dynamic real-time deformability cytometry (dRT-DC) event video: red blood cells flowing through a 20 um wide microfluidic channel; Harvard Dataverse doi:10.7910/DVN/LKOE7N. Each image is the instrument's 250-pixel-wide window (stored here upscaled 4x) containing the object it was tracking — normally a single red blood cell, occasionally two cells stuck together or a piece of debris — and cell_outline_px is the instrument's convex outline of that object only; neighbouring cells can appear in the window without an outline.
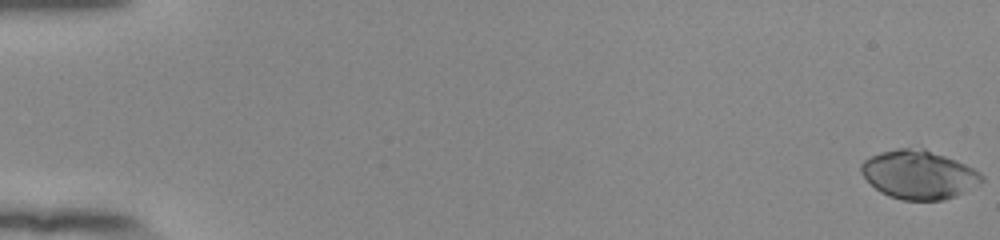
{"species": "human", "species_latin": "Homo sapiens", "temperature_condition": "room temperature", "stored_images_in_passage": 55, "camera_frame_rate_fps": 3000, "um_per_image_px": 0.085, "donor": {"sex": "female"}, "frame": {"image": 1, "passage_image": 1, "time_ms": 0.0, "image_size_px": [1000, 240], "cell_outline_px": [[984, 180], [980, 184], [956, 196], [944, 200], [904, 200], [888, 196], [880, 192], [860, 172], [860, 164], [864, 160], [880, 152], [896, 148], [924, 148], [956, 160], [980, 172], [984, 176]], "centroid_in_image_um": [78.11, 14.84], "position_along_channel_um": 6.9, "area_um2": 34.16}}
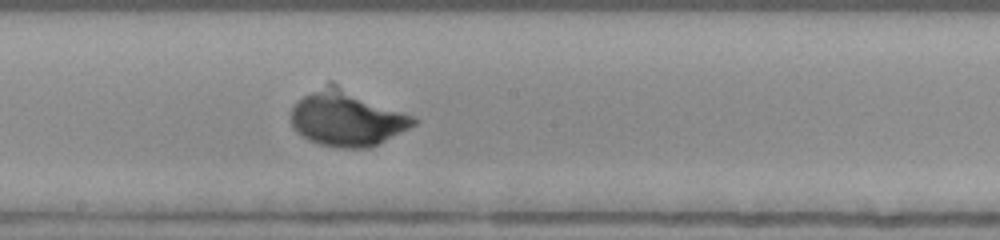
{"frame": {"image": 2, "passage_image": 32, "time_ms": 10.333, "image_size_px": [1000, 240], "cell_outline_px": [[420, 120], [416, 124], [380, 144], [368, 148], [340, 148], [320, 144], [308, 140], [296, 132], [292, 128], [292, 108], [296, 100], [328, 80], [332, 80], [416, 116]], "centroid_in_image_um": [29.51, 10.01], "position_along_channel_um": 218.7, "area_um2": 40.92}}
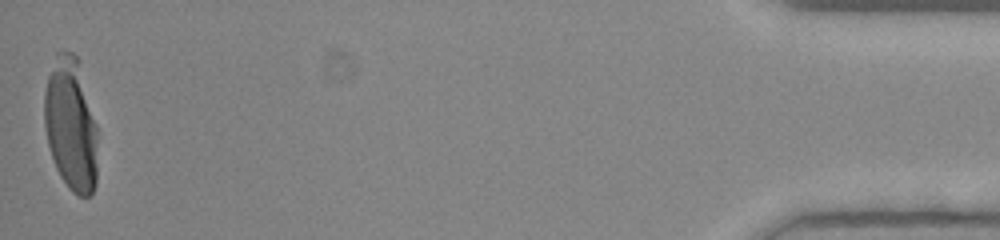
{"frame": {"image": 3, "passage_image": 55, "time_ms": 18.0, "image_size_px": [1000, 240], "cell_outline_px": [[96, 184], [92, 192], [88, 196], [80, 196], [72, 192], [68, 188], [60, 176], [56, 168], [48, 144], [44, 128], [44, 92], [48, 76], [56, 52], [72, 52], [80, 60], [96, 124]], "centroid_in_image_um": [6.01, 10.56], "position_along_channel_um": 429.2, "area_um2": 41.5}}